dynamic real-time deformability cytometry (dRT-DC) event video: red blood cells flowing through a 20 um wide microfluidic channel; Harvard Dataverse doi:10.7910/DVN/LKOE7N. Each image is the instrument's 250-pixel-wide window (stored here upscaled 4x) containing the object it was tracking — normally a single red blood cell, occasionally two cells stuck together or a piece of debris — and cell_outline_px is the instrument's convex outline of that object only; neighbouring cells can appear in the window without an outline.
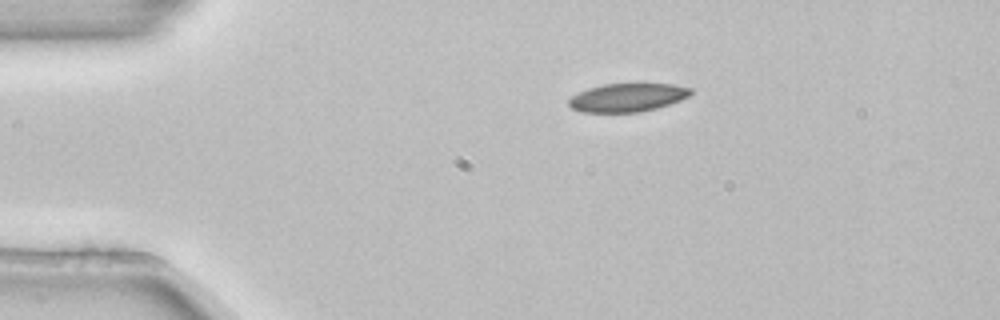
{"species": "common noctule bat (a hibernating species)", "species_latin": "Nyctalus noctula", "temperature_condition": "room temperature", "stored_images_in_passage": 2, "camera_frame_rate_fps": 3000, "um_per_image_px": 0.085, "animal": {"sex": "female", "body_mass_g": 22.7, "forearm_length_mm": 54.2}, "frame": {"image": 1, "passage_image": 1, "time_ms": 0.0, "image_size_px": [1000, 320], "cell_outline_px": [[692, 92], [688, 96], [680, 100], [656, 108], [640, 112], [580, 112], [572, 108], [568, 104], [568, 100], [572, 96], [588, 88], [604, 84], [672, 84], [692, 88]], "centroid_in_image_um": [53.32, 8.29], "position_along_channel_um": 31.7, "area_um2": 20.0}}